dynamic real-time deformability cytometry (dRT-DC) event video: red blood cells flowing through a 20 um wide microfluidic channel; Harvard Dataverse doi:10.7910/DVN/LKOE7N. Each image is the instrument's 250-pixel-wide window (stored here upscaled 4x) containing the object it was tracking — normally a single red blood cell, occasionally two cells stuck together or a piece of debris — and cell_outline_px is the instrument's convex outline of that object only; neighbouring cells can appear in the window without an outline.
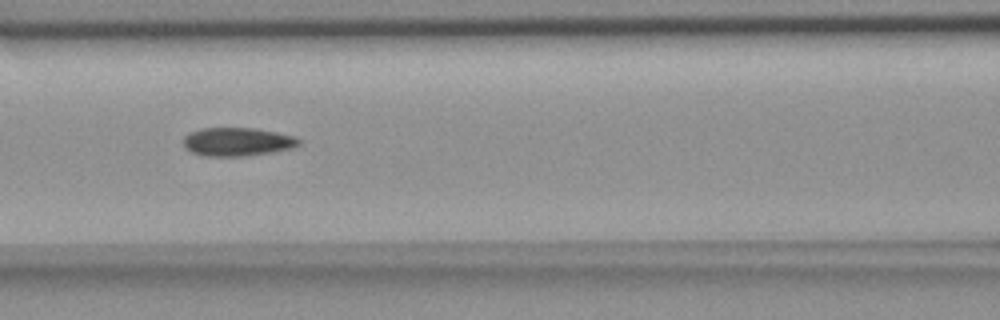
{"species": "common noctule bat (a hibernating species)", "species_latin": "Nyctalus noctula", "temperature_condition": "room temperature", "stored_images_in_passage": 7, "camera_frame_rate_fps": 3000, "um_per_image_px": 0.085, "animal": {"sex": "female", "body_mass_g": 18.4}, "frame": {"image": 1, "passage_image": 3, "time_ms": 2.0, "image_size_px": [1000, 320], "cell_outline_px": [[300, 144], [292, 148], [272, 152], [244, 156], [208, 156], [192, 152], [184, 148], [184, 136], [200, 128], [252, 128], [276, 132], [296, 136], [300, 140]], "centroid_in_image_um": [20.19, 12.05], "position_along_channel_um": 146.4, "area_um2": 19.07}}
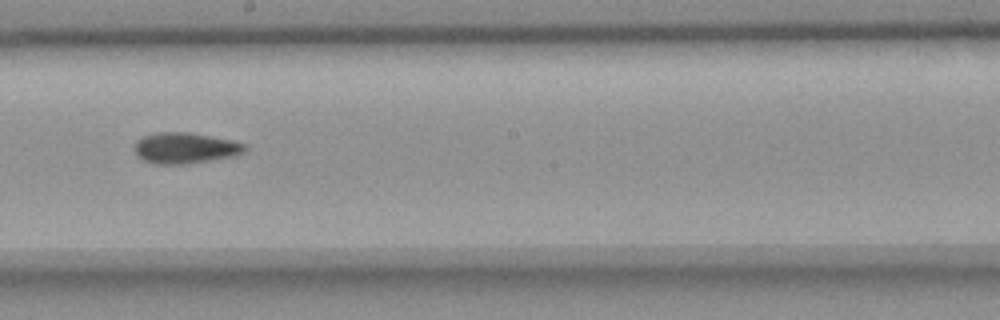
{"frame": {"image": 2, "passage_image": 5, "time_ms": 4.333, "image_size_px": [1000, 320], "cell_outline_px": [[248, 148], [244, 152], [232, 156], [184, 164], [156, 164], [144, 160], [136, 152], [136, 140], [144, 136], [156, 132], [184, 132], [232, 140], [244, 144]], "centroid_in_image_um": [15.74, 12.58], "position_along_channel_um": 232.5, "area_um2": 19.42}}
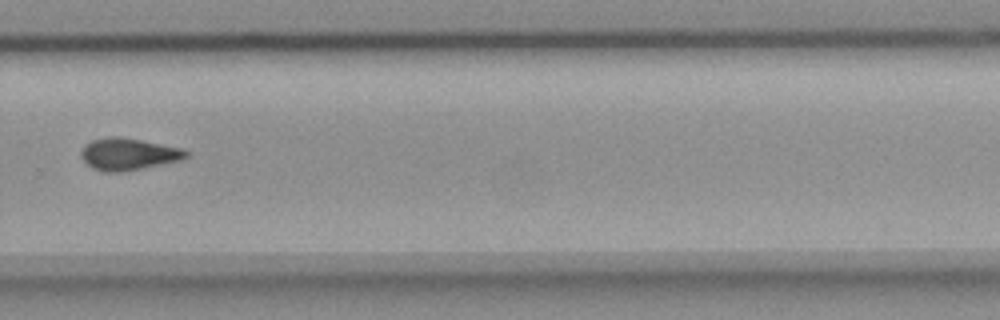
{"frame": {"image": 3, "passage_image": 7, "time_ms": 6.667, "image_size_px": [1000, 320], "cell_outline_px": [[188, 156], [184, 160], [120, 172], [108, 172], [92, 168], [84, 160], [80, 152], [84, 144], [92, 140], [108, 136], [116, 136], [140, 140], [184, 148], [188, 152]], "centroid_in_image_um": [10.93, 13.09], "position_along_channel_um": 318.9, "area_um2": 19.54}}